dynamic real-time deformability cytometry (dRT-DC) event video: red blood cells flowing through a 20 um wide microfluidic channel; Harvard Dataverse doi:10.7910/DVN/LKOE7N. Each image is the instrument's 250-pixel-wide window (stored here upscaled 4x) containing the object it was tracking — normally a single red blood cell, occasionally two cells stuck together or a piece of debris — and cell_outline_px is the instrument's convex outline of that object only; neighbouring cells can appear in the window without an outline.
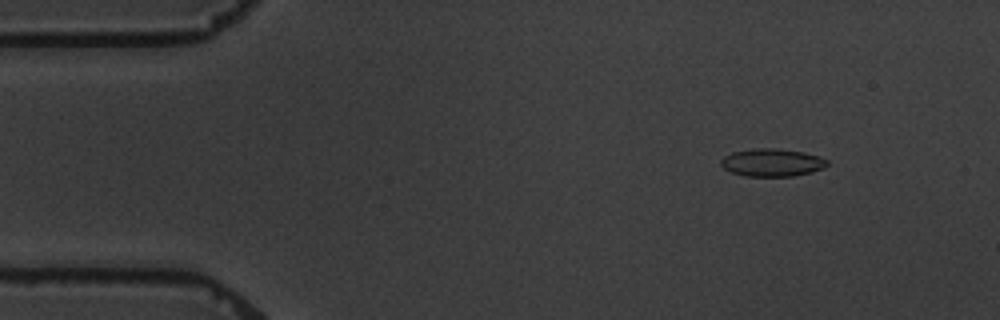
{"species": "common noctule bat (a hibernating species)", "species_latin": "Nyctalus noctula", "temperature_condition": "warm", "stored_images_in_passage": 4, "camera_frame_rate_fps": 3000, "um_per_image_px": 0.085, "animal": {"sex": "male", "body_mass_g": 19.5, "forearm_length_mm": 54.6}, "frame": {"image": 1, "passage_image": 2, "time_ms": 1.0, "image_size_px": [1000, 320], "cell_outline_px": [[828, 164], [824, 168], [812, 172], [792, 176], [744, 176], [732, 172], [724, 168], [720, 164], [720, 160], [724, 156], [732, 152], [756, 148], [776, 148], [804, 152], [820, 156], [828, 160]], "centroid_in_image_um": [65.64, 13.81], "position_along_channel_um": 19.4, "area_um2": 17.28}}